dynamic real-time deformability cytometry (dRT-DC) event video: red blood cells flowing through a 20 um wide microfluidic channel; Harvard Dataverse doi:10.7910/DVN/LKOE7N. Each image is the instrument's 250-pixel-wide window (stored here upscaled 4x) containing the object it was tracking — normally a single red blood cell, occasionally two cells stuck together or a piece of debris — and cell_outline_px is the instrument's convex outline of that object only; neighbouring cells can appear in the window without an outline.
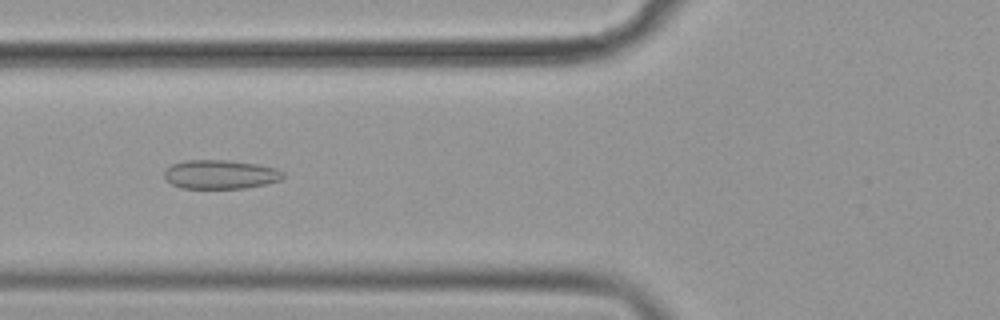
{"species": "common noctule bat (a hibernating species)", "species_latin": "Nyctalus noctula", "temperature_condition": "cold", "stored_images_in_passage": 42, "camera_frame_rate_fps": 3000, "um_per_image_px": 0.085, "animal": {"sex": "female", "body_mass_g": 19.9}, "frame": {"image": 1, "passage_image": 8, "time_ms": 2.333, "image_size_px": [1000, 320], "cell_outline_px": [[284, 176], [280, 180], [264, 184], [244, 188], [180, 188], [164, 180], [164, 172], [172, 164], [184, 160], [228, 160], [256, 164], [276, 168], [284, 172]], "centroid_in_image_um": [18.7, 14.82], "position_along_channel_um": 107.1, "area_um2": 20.06}}
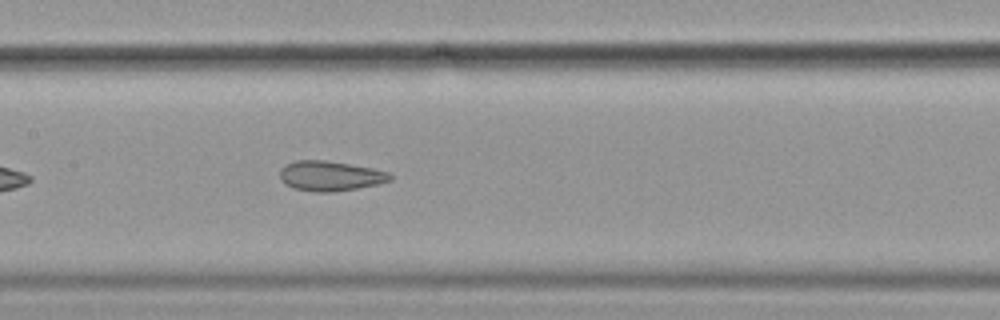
{"frame": {"image": 2, "passage_image": 14, "time_ms": 4.333, "image_size_px": [1000, 320], "cell_outline_px": [[392, 180], [376, 184], [356, 188], [332, 192], [316, 192], [292, 188], [284, 184], [280, 180], [280, 168], [284, 164], [296, 160], [324, 160], [372, 168], [388, 172], [392, 176]], "centroid_in_image_um": [28.0, 14.95], "position_along_channel_um": 179.4, "area_um2": 19.25}}
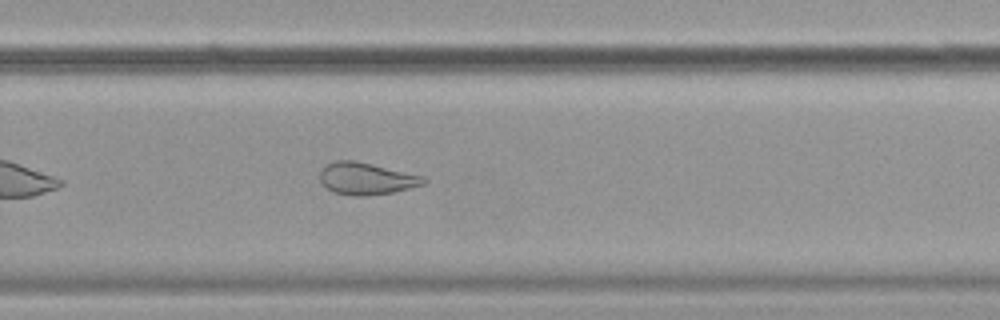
{"frame": {"image": 3, "passage_image": 24, "time_ms": 7.667, "image_size_px": [1000, 320], "cell_outline_px": [[428, 180], [424, 184], [392, 192], [364, 196], [352, 196], [332, 192], [320, 180], [320, 168], [336, 160], [356, 160], [424, 176]], "centroid_in_image_um": [31.12, 15.17], "position_along_channel_um": 298.7, "area_um2": 19.36}, "authors_computed_cell_mechanics": {"area_um2": 20.8369, "velocity_mm_per_s": 3.6045, "shape_relaxation_time_tau1_ms": null, "shape_relaxation_time_tau2_ms": 1.7204, "deformation_change_tau1": null, "deformation_change_tau2": 0.0756}}